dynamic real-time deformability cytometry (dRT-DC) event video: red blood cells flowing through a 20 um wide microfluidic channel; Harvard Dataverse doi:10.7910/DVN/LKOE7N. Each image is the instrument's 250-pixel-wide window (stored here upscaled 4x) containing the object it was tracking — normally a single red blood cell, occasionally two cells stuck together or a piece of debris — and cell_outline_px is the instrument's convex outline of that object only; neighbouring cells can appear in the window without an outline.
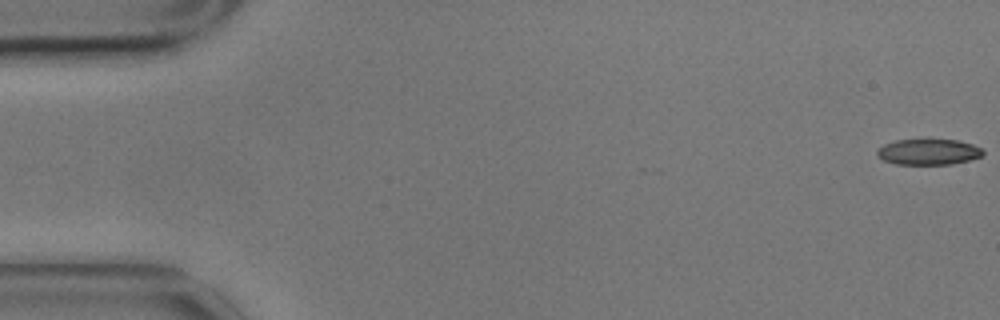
{"species": "common noctule bat (a hibernating species)", "species_latin": "Nyctalus noctula", "temperature_condition": "cold", "stored_images_in_passage": 57, "camera_frame_rate_fps": 3000, "um_per_image_px": 0.085, "animal": {"sex": "male", "body_mass_g": 17.9}, "frame": {"image": 1, "passage_image": 1, "time_ms": 0.0, "image_size_px": [1000, 320], "cell_outline_px": [[984, 156], [952, 164], [896, 164], [884, 160], [876, 156], [876, 152], [884, 144], [896, 140], [956, 140], [972, 144], [980, 148], [984, 152]], "centroid_in_image_um": [78.92, 12.92], "position_along_channel_um": 6.1, "area_um2": 15.78}}
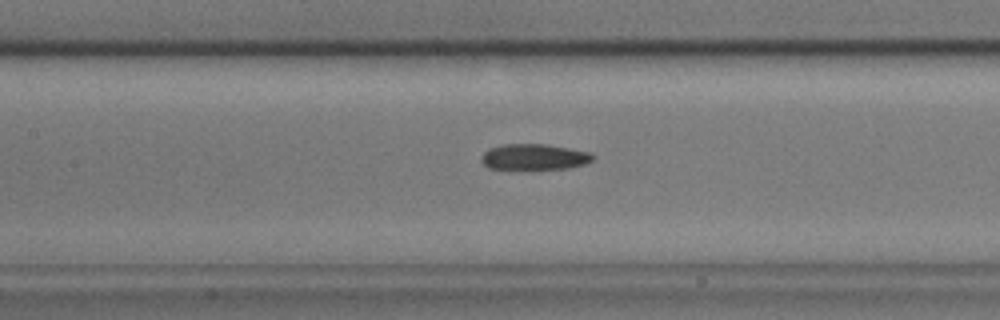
{"frame": {"image": 2, "passage_image": 26, "time_ms": 8.333, "image_size_px": [1000, 320], "cell_outline_px": [[596, 156], [592, 160], [584, 164], [568, 168], [532, 172], [488, 168], [480, 160], [480, 156], [488, 148], [504, 144], [548, 144], [592, 152]], "centroid_in_image_um": [45.39, 13.38], "position_along_channel_um": 162.0, "area_um2": 17.92}}
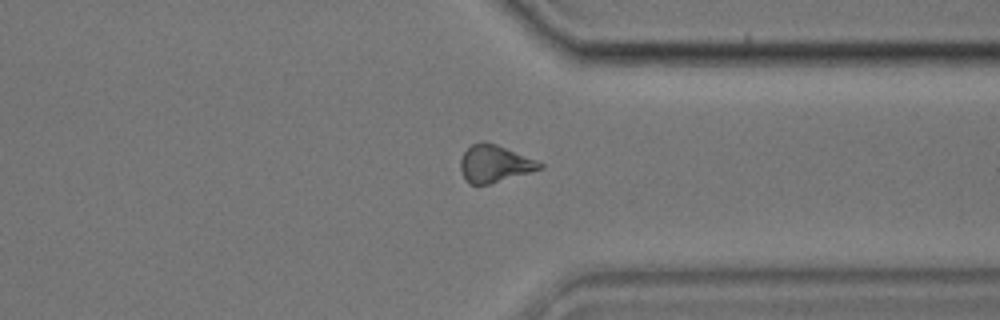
{"frame": {"image": 3, "passage_image": 44, "time_ms": 14.333, "image_size_px": [1000, 320], "cell_outline_px": [[544, 168], [488, 184], [468, 184], [464, 180], [460, 168], [460, 160], [464, 152], [472, 144], [480, 140], [484, 140], [496, 144], [536, 160], [544, 164]], "centroid_in_image_um": [42.0, 13.9], "position_along_channel_um": 369.4, "area_um2": 17.17}, "authors_computed_cell_mechanics": {"area_um2": 17.34, "velocity_mm_per_s": 3.4873, "shape_relaxation_time_tau1_ms": 5.3692, "shape_relaxation_time_tau2_ms": 8.3223, "deformation_change_tau1": 0.1187, "deformation_change_tau2": 0.1833}}